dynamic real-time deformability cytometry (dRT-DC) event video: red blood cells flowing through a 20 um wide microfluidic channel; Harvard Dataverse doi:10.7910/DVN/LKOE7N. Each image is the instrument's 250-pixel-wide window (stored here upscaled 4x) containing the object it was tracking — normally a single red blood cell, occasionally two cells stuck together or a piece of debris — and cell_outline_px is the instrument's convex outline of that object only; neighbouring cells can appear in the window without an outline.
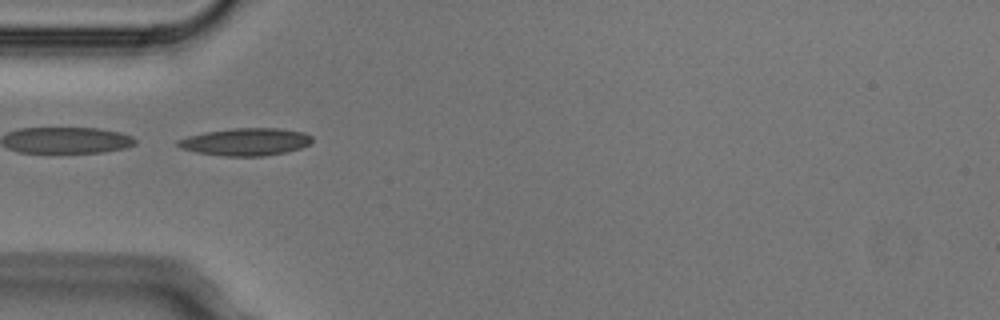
{"species": "Egyptian fruit bat (a non-hibernating species)", "species_latin": "Rousettus aegyptiacus", "temperature_condition": "cold", "stored_images_in_passage": 5, "camera_frame_rate_fps": 3000, "um_per_image_px": 0.085, "animal": {"sex": "male"}, "frame": {"image": 1, "passage_image": 5, "time_ms": 1.333, "image_size_px": [1000, 320], "cell_outline_px": [[312, 140], [308, 144], [300, 148], [284, 152], [264, 156], [224, 156], [196, 152], [180, 148], [176, 144], [176, 140], [188, 136], [204, 132], [232, 128], [280, 128], [304, 132], [312, 136]], "centroid_in_image_um": [20.86, 12.05], "position_along_channel_um": 64.1, "area_um2": 21.5}}